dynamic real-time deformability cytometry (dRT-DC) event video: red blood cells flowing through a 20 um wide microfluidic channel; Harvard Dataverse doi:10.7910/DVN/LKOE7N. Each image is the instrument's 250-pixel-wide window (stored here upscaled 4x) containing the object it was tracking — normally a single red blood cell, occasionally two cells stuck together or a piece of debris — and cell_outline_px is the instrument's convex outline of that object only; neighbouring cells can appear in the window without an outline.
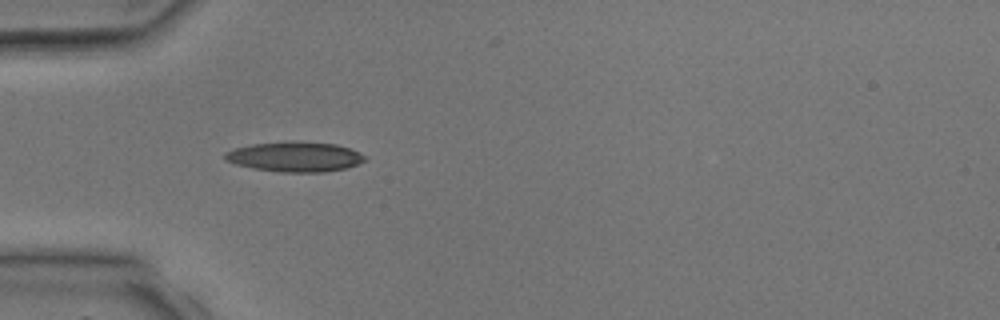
{"species": "common noctule bat (a hibernating species)", "species_latin": "Nyctalus noctula", "temperature_condition": "room temperature", "stored_images_in_passage": 1, "camera_frame_rate_fps": 3000, "um_per_image_px": 0.085, "animal": {"sex": "male", "body_mass_g": 17.9, "forearm_length_mm": 54.2}, "frame": {"image": 1, "passage_image": 1, "time_ms": 0.0, "image_size_px": [1000, 320], "cell_outline_px": [[368, 160], [348, 168], [324, 172], [280, 172], [252, 168], [236, 164], [224, 160], [224, 152], [236, 148], [252, 144], [292, 140], [336, 144], [360, 152], [368, 156]], "centroid_in_image_um": [25.11, 13.32], "position_along_channel_um": 59.9, "area_um2": 24.85}}